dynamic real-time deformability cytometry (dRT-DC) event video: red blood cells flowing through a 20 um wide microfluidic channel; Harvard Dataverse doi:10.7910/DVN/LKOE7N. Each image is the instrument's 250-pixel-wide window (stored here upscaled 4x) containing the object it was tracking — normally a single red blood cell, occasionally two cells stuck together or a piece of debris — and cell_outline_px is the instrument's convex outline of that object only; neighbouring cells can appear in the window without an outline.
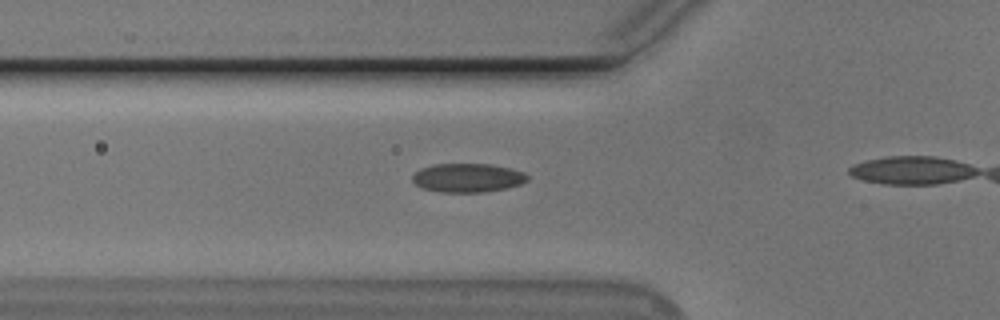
{"species": "Egyptian fruit bat (a non-hibernating species)", "species_latin": "Rousettus aegyptiacus", "temperature_condition": "cold", "stored_images_in_passage": 13, "camera_frame_rate_fps": 3000, "um_per_image_px": 0.085, "animal": {"sex": "male"}, "frame": {"image": 1, "passage_image": 8, "time_ms": 2.333, "image_size_px": [1000, 320], "cell_outline_px": [[528, 180], [520, 184], [508, 188], [484, 192], [440, 192], [420, 188], [412, 180], [412, 176], [420, 168], [436, 164], [488, 164], [508, 168], [524, 172], [528, 176]], "centroid_in_image_um": [39.73, 15.12], "position_along_channel_um": 86.1, "area_um2": 19.31}}
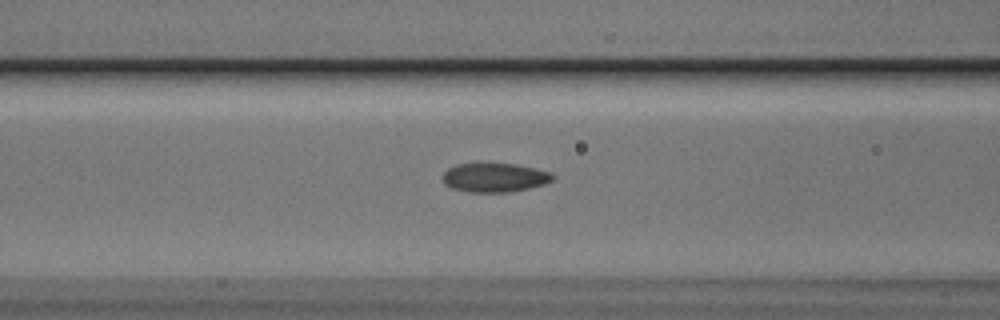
{"frame": {"image": 2, "passage_image": 11, "time_ms": 3.333, "image_size_px": [1000, 320], "cell_outline_px": [[556, 176], [552, 180], [544, 184], [528, 188], [508, 192], [468, 192], [452, 188], [444, 184], [444, 172], [448, 168], [456, 164], [516, 164], [536, 168], [552, 172]], "centroid_in_image_um": [42.07, 15.09], "position_along_channel_um": 124.5, "area_um2": 18.55}}